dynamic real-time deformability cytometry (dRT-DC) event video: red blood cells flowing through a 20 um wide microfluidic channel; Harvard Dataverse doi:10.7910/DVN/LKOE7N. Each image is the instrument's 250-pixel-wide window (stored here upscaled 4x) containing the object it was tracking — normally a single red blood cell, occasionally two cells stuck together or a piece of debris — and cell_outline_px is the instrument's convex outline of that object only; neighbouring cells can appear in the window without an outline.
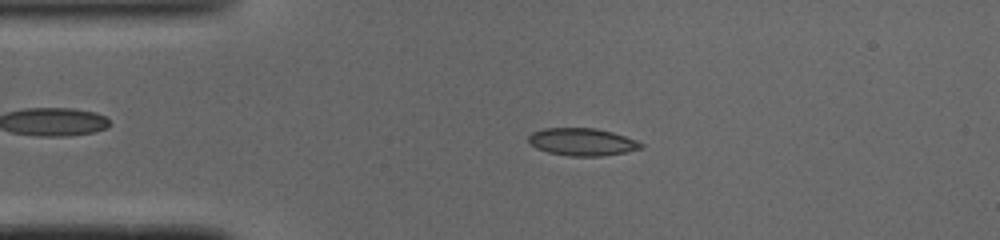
{"species": "common noctule bat (a hibernating species)", "species_latin": "Nyctalus noctula", "temperature_condition": "cold", "stored_images_in_passage": 47, "camera_frame_rate_fps": 3000, "um_per_image_px": 0.085, "animal": {"sex": "male", "body_mass_g": 19.0, "forearm_length_mm": 50.8}, "frame": {"image": 1, "passage_image": 9, "time_ms": 2.667, "image_size_px": [1000, 240], "cell_outline_px": [[644, 148], [624, 152], [600, 156], [572, 156], [548, 152], [536, 148], [528, 140], [528, 136], [532, 132], [544, 128], [596, 128], [612, 132], [636, 140], [644, 144]], "centroid_in_image_um": [49.49, 12.05], "position_along_channel_um": 35.5, "area_um2": 17.92}}
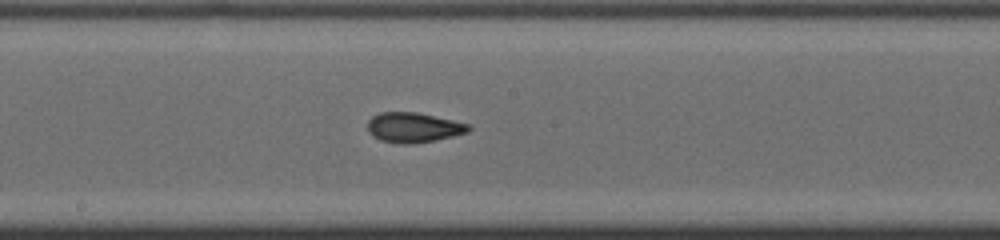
{"frame": {"image": 2, "passage_image": 24, "time_ms": 7.667, "image_size_px": [1000, 240], "cell_outline_px": [[472, 128], [468, 132], [436, 140], [408, 144], [400, 144], [380, 140], [372, 136], [368, 132], [368, 120], [372, 116], [380, 112], [416, 112], [452, 120], [468, 124]], "centroid_in_image_um": [35.11, 10.84], "position_along_channel_um": 213.1, "area_um2": 17.57}}
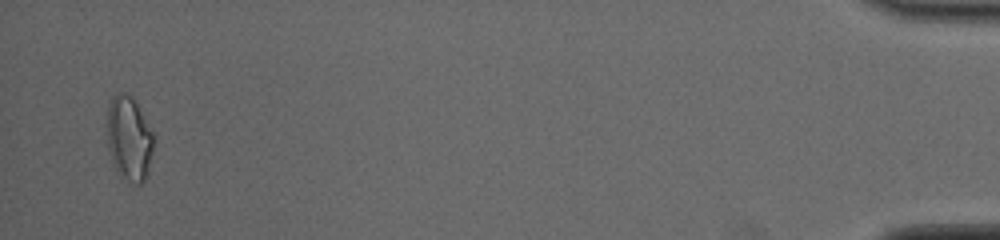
{"frame": {"image": 3, "passage_image": 46, "time_ms": 15.0, "image_size_px": [1000, 240], "cell_outline_px": [[156, 140], [148, 172], [144, 180], [140, 184], [136, 184], [120, 176], [112, 164], [108, 152], [104, 124], [108, 104], [120, 92], [124, 92], [132, 96], [136, 100], [156, 136]], "centroid_in_image_um": [10.96, 11.75], "position_along_channel_um": 424.2, "area_um2": 24.1}, "authors_computed_cell_mechanics": {"area_um2": 17.5134, "velocity_mm_per_s": 4.1081, "shape_relaxation_time_tau1_ms": 4.1307, "shape_relaxation_time_tau2_ms": 1.24, "deformation_change_tau1": 0.1641, "deformation_change_tau2": 0.0616}}